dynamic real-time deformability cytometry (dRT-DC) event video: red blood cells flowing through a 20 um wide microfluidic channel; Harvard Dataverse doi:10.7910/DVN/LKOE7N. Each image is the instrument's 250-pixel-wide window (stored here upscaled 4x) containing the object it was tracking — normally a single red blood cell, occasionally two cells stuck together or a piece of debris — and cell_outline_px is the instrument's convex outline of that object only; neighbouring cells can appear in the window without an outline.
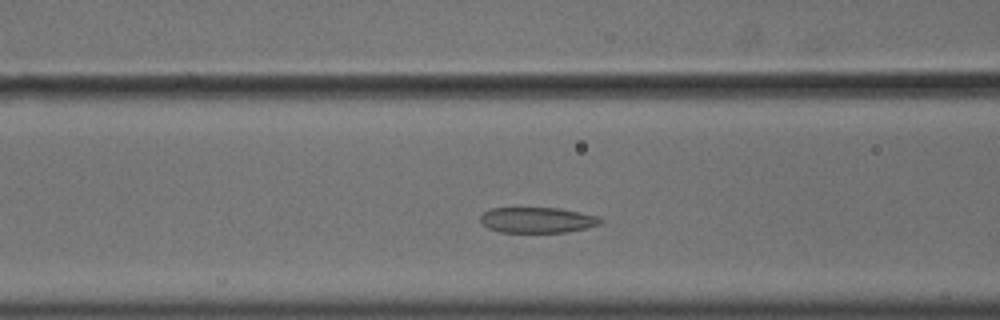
{"species": "common noctule bat (a hibernating species)", "species_latin": "Nyctalus noctula", "temperature_condition": "cold", "stored_images_in_passage": 32, "camera_frame_rate_fps": 3000, "um_per_image_px": 0.085, "animal": {"sex": "male", "body_mass_g": 18.8}, "frame": {"image": 1, "passage_image": 11, "time_ms": 3.333, "image_size_px": [1000, 320], "cell_outline_px": [[604, 220], [600, 224], [588, 228], [568, 232], [500, 232], [488, 228], [480, 220], [480, 216], [484, 212], [492, 208], [560, 208], [600, 216]], "centroid_in_image_um": [45.73, 18.7], "position_along_channel_um": 120.9, "area_um2": 18.03}}
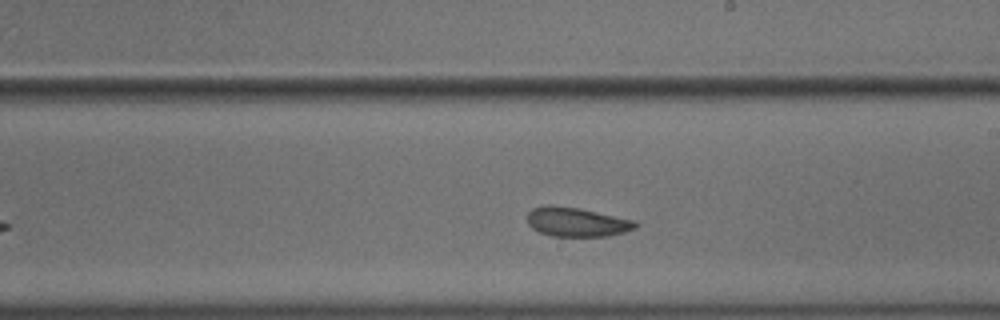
{"frame": {"image": 2, "passage_image": 21, "time_ms": 6.667, "image_size_px": [1000, 320], "cell_outline_px": [[640, 224], [636, 228], [624, 232], [608, 236], [552, 236], [540, 232], [532, 228], [528, 224], [528, 212], [532, 208], [548, 204], [552, 204], [580, 208], [636, 220]], "centroid_in_image_um": [49.04, 18.85], "position_along_channel_um": 240.0, "area_um2": 18.67}}
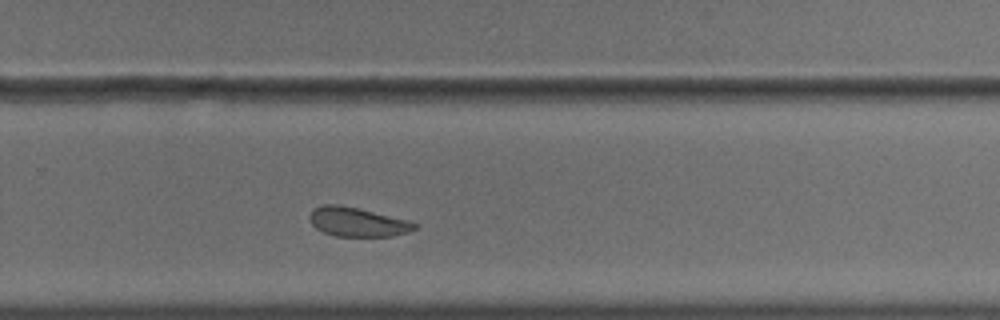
{"frame": {"image": 3, "passage_image": 26, "time_ms": 8.333, "image_size_px": [1000, 320], "cell_outline_px": [[420, 228], [408, 232], [392, 236], [336, 236], [324, 232], [316, 228], [312, 224], [308, 216], [316, 208], [324, 204], [340, 204], [360, 208], [408, 220], [420, 224]], "centroid_in_image_um": [30.44, 18.86], "position_along_channel_um": 299.4, "area_um2": 17.98}, "authors_computed_cell_mechanics": {"area_um2": 18.5827, "velocity_mm_per_s": 3.5732, "shape_relaxation_time_tau1_ms": null, "shape_relaxation_time_tau2_ms": 4.7666, "deformation_change_tau1": null, "deformation_change_tau2": 0.1088}}